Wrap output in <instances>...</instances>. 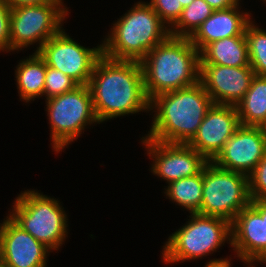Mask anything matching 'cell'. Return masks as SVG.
I'll return each mask as SVG.
<instances>
[{
	"label": "cell",
	"mask_w": 266,
	"mask_h": 267,
	"mask_svg": "<svg viewBox=\"0 0 266 267\" xmlns=\"http://www.w3.org/2000/svg\"><path fill=\"white\" fill-rule=\"evenodd\" d=\"M88 86L100 123L151 111L140 62L115 60L102 54L94 65Z\"/></svg>",
	"instance_id": "1"
},
{
	"label": "cell",
	"mask_w": 266,
	"mask_h": 267,
	"mask_svg": "<svg viewBox=\"0 0 266 267\" xmlns=\"http://www.w3.org/2000/svg\"><path fill=\"white\" fill-rule=\"evenodd\" d=\"M213 101L199 81L157 95L150 101L153 122L146 137L153 141L187 144L196 134Z\"/></svg>",
	"instance_id": "2"
},
{
	"label": "cell",
	"mask_w": 266,
	"mask_h": 267,
	"mask_svg": "<svg viewBox=\"0 0 266 267\" xmlns=\"http://www.w3.org/2000/svg\"><path fill=\"white\" fill-rule=\"evenodd\" d=\"M149 101L199 82V51L187 37L169 35L140 61Z\"/></svg>",
	"instance_id": "3"
},
{
	"label": "cell",
	"mask_w": 266,
	"mask_h": 267,
	"mask_svg": "<svg viewBox=\"0 0 266 267\" xmlns=\"http://www.w3.org/2000/svg\"><path fill=\"white\" fill-rule=\"evenodd\" d=\"M109 32L102 42V54L115 60L137 62L170 35L169 28L152 7L140 1Z\"/></svg>",
	"instance_id": "4"
},
{
	"label": "cell",
	"mask_w": 266,
	"mask_h": 267,
	"mask_svg": "<svg viewBox=\"0 0 266 267\" xmlns=\"http://www.w3.org/2000/svg\"><path fill=\"white\" fill-rule=\"evenodd\" d=\"M56 198L25 190L18 195L9 217L50 250H59L67 237V215Z\"/></svg>",
	"instance_id": "5"
},
{
	"label": "cell",
	"mask_w": 266,
	"mask_h": 267,
	"mask_svg": "<svg viewBox=\"0 0 266 267\" xmlns=\"http://www.w3.org/2000/svg\"><path fill=\"white\" fill-rule=\"evenodd\" d=\"M190 215L191 219L172 233L164 244L162 257L165 263L201 259L216 252L225 241L231 244V223L228 220L198 213Z\"/></svg>",
	"instance_id": "6"
},
{
	"label": "cell",
	"mask_w": 266,
	"mask_h": 267,
	"mask_svg": "<svg viewBox=\"0 0 266 267\" xmlns=\"http://www.w3.org/2000/svg\"><path fill=\"white\" fill-rule=\"evenodd\" d=\"M45 101L51 129V144L56 153L77 139L88 124H100L88 85H79L69 92Z\"/></svg>",
	"instance_id": "7"
},
{
	"label": "cell",
	"mask_w": 266,
	"mask_h": 267,
	"mask_svg": "<svg viewBox=\"0 0 266 267\" xmlns=\"http://www.w3.org/2000/svg\"><path fill=\"white\" fill-rule=\"evenodd\" d=\"M251 203L248 176L222 169L213 162L203 168V200L198 214L216 216L230 223Z\"/></svg>",
	"instance_id": "8"
},
{
	"label": "cell",
	"mask_w": 266,
	"mask_h": 267,
	"mask_svg": "<svg viewBox=\"0 0 266 267\" xmlns=\"http://www.w3.org/2000/svg\"><path fill=\"white\" fill-rule=\"evenodd\" d=\"M62 1L52 0L11 9L10 52L22 50L36 42L38 47L35 52H38L47 40L59 33L69 11Z\"/></svg>",
	"instance_id": "9"
},
{
	"label": "cell",
	"mask_w": 266,
	"mask_h": 267,
	"mask_svg": "<svg viewBox=\"0 0 266 267\" xmlns=\"http://www.w3.org/2000/svg\"><path fill=\"white\" fill-rule=\"evenodd\" d=\"M63 30L47 40L38 54L47 66L63 72L79 85H88L94 65L102 55V44L86 48Z\"/></svg>",
	"instance_id": "10"
},
{
	"label": "cell",
	"mask_w": 266,
	"mask_h": 267,
	"mask_svg": "<svg viewBox=\"0 0 266 267\" xmlns=\"http://www.w3.org/2000/svg\"><path fill=\"white\" fill-rule=\"evenodd\" d=\"M242 262L266 263V200H251L231 222V244Z\"/></svg>",
	"instance_id": "11"
},
{
	"label": "cell",
	"mask_w": 266,
	"mask_h": 267,
	"mask_svg": "<svg viewBox=\"0 0 266 267\" xmlns=\"http://www.w3.org/2000/svg\"><path fill=\"white\" fill-rule=\"evenodd\" d=\"M153 159L151 171L168 184L199 174L208 161L188 144L166 143L141 138ZM147 147V148H146Z\"/></svg>",
	"instance_id": "12"
},
{
	"label": "cell",
	"mask_w": 266,
	"mask_h": 267,
	"mask_svg": "<svg viewBox=\"0 0 266 267\" xmlns=\"http://www.w3.org/2000/svg\"><path fill=\"white\" fill-rule=\"evenodd\" d=\"M266 152L262 127L240 126L212 161L216 166L249 175Z\"/></svg>",
	"instance_id": "13"
},
{
	"label": "cell",
	"mask_w": 266,
	"mask_h": 267,
	"mask_svg": "<svg viewBox=\"0 0 266 267\" xmlns=\"http://www.w3.org/2000/svg\"><path fill=\"white\" fill-rule=\"evenodd\" d=\"M240 126L236 106L213 104L187 144L212 162Z\"/></svg>",
	"instance_id": "14"
},
{
	"label": "cell",
	"mask_w": 266,
	"mask_h": 267,
	"mask_svg": "<svg viewBox=\"0 0 266 267\" xmlns=\"http://www.w3.org/2000/svg\"><path fill=\"white\" fill-rule=\"evenodd\" d=\"M254 76L250 65L228 67L200 64L199 81L214 104L236 106L250 88Z\"/></svg>",
	"instance_id": "15"
},
{
	"label": "cell",
	"mask_w": 266,
	"mask_h": 267,
	"mask_svg": "<svg viewBox=\"0 0 266 267\" xmlns=\"http://www.w3.org/2000/svg\"><path fill=\"white\" fill-rule=\"evenodd\" d=\"M49 251L9 216L0 223V261L7 267H46Z\"/></svg>",
	"instance_id": "16"
},
{
	"label": "cell",
	"mask_w": 266,
	"mask_h": 267,
	"mask_svg": "<svg viewBox=\"0 0 266 267\" xmlns=\"http://www.w3.org/2000/svg\"><path fill=\"white\" fill-rule=\"evenodd\" d=\"M239 5L224 10H214L189 37L192 45L200 52L213 41L228 37L245 35L247 24L251 21V13L240 12Z\"/></svg>",
	"instance_id": "17"
},
{
	"label": "cell",
	"mask_w": 266,
	"mask_h": 267,
	"mask_svg": "<svg viewBox=\"0 0 266 267\" xmlns=\"http://www.w3.org/2000/svg\"><path fill=\"white\" fill-rule=\"evenodd\" d=\"M200 64H213L228 67L250 65L245 35L216 40L199 52Z\"/></svg>",
	"instance_id": "18"
},
{
	"label": "cell",
	"mask_w": 266,
	"mask_h": 267,
	"mask_svg": "<svg viewBox=\"0 0 266 267\" xmlns=\"http://www.w3.org/2000/svg\"><path fill=\"white\" fill-rule=\"evenodd\" d=\"M17 89L21 99L25 102L34 101L43 96L46 62L34 52L29 58L20 60L15 70Z\"/></svg>",
	"instance_id": "19"
},
{
	"label": "cell",
	"mask_w": 266,
	"mask_h": 267,
	"mask_svg": "<svg viewBox=\"0 0 266 267\" xmlns=\"http://www.w3.org/2000/svg\"><path fill=\"white\" fill-rule=\"evenodd\" d=\"M236 108L242 126L262 127L266 122V76L253 77Z\"/></svg>",
	"instance_id": "20"
},
{
	"label": "cell",
	"mask_w": 266,
	"mask_h": 267,
	"mask_svg": "<svg viewBox=\"0 0 266 267\" xmlns=\"http://www.w3.org/2000/svg\"><path fill=\"white\" fill-rule=\"evenodd\" d=\"M164 194L190 213H198L203 200V170L168 184Z\"/></svg>",
	"instance_id": "21"
},
{
	"label": "cell",
	"mask_w": 266,
	"mask_h": 267,
	"mask_svg": "<svg viewBox=\"0 0 266 267\" xmlns=\"http://www.w3.org/2000/svg\"><path fill=\"white\" fill-rule=\"evenodd\" d=\"M213 11L204 0H194L183 8L178 21L169 29L170 35L189 38Z\"/></svg>",
	"instance_id": "22"
},
{
	"label": "cell",
	"mask_w": 266,
	"mask_h": 267,
	"mask_svg": "<svg viewBox=\"0 0 266 267\" xmlns=\"http://www.w3.org/2000/svg\"><path fill=\"white\" fill-rule=\"evenodd\" d=\"M250 66L255 75L266 76V31L251 20L245 29Z\"/></svg>",
	"instance_id": "23"
},
{
	"label": "cell",
	"mask_w": 266,
	"mask_h": 267,
	"mask_svg": "<svg viewBox=\"0 0 266 267\" xmlns=\"http://www.w3.org/2000/svg\"><path fill=\"white\" fill-rule=\"evenodd\" d=\"M79 84L63 72L46 64V77L43 95L46 99L53 98L75 89Z\"/></svg>",
	"instance_id": "24"
},
{
	"label": "cell",
	"mask_w": 266,
	"mask_h": 267,
	"mask_svg": "<svg viewBox=\"0 0 266 267\" xmlns=\"http://www.w3.org/2000/svg\"><path fill=\"white\" fill-rule=\"evenodd\" d=\"M161 21L170 29L181 16L183 7L179 0H150L148 3Z\"/></svg>",
	"instance_id": "25"
},
{
	"label": "cell",
	"mask_w": 266,
	"mask_h": 267,
	"mask_svg": "<svg viewBox=\"0 0 266 267\" xmlns=\"http://www.w3.org/2000/svg\"><path fill=\"white\" fill-rule=\"evenodd\" d=\"M251 200H266V152L255 169L248 175Z\"/></svg>",
	"instance_id": "26"
},
{
	"label": "cell",
	"mask_w": 266,
	"mask_h": 267,
	"mask_svg": "<svg viewBox=\"0 0 266 267\" xmlns=\"http://www.w3.org/2000/svg\"><path fill=\"white\" fill-rule=\"evenodd\" d=\"M11 9L5 0H0V51H10Z\"/></svg>",
	"instance_id": "27"
},
{
	"label": "cell",
	"mask_w": 266,
	"mask_h": 267,
	"mask_svg": "<svg viewBox=\"0 0 266 267\" xmlns=\"http://www.w3.org/2000/svg\"><path fill=\"white\" fill-rule=\"evenodd\" d=\"M213 10H224L239 5V0H204Z\"/></svg>",
	"instance_id": "28"
},
{
	"label": "cell",
	"mask_w": 266,
	"mask_h": 267,
	"mask_svg": "<svg viewBox=\"0 0 266 267\" xmlns=\"http://www.w3.org/2000/svg\"><path fill=\"white\" fill-rule=\"evenodd\" d=\"M52 0H5L6 4L10 7V9L18 8L21 6H33L49 3Z\"/></svg>",
	"instance_id": "29"
},
{
	"label": "cell",
	"mask_w": 266,
	"mask_h": 267,
	"mask_svg": "<svg viewBox=\"0 0 266 267\" xmlns=\"http://www.w3.org/2000/svg\"><path fill=\"white\" fill-rule=\"evenodd\" d=\"M231 258H225V259H212L209 262L206 263L205 267H231ZM251 267V266H248Z\"/></svg>",
	"instance_id": "30"
},
{
	"label": "cell",
	"mask_w": 266,
	"mask_h": 267,
	"mask_svg": "<svg viewBox=\"0 0 266 267\" xmlns=\"http://www.w3.org/2000/svg\"><path fill=\"white\" fill-rule=\"evenodd\" d=\"M194 0H179L182 7L185 8L186 6H189Z\"/></svg>",
	"instance_id": "31"
},
{
	"label": "cell",
	"mask_w": 266,
	"mask_h": 267,
	"mask_svg": "<svg viewBox=\"0 0 266 267\" xmlns=\"http://www.w3.org/2000/svg\"><path fill=\"white\" fill-rule=\"evenodd\" d=\"M262 129H263L264 134L266 135V122L262 125Z\"/></svg>",
	"instance_id": "32"
},
{
	"label": "cell",
	"mask_w": 266,
	"mask_h": 267,
	"mask_svg": "<svg viewBox=\"0 0 266 267\" xmlns=\"http://www.w3.org/2000/svg\"><path fill=\"white\" fill-rule=\"evenodd\" d=\"M0 267H7L3 262L0 261Z\"/></svg>",
	"instance_id": "33"
}]
</instances>
